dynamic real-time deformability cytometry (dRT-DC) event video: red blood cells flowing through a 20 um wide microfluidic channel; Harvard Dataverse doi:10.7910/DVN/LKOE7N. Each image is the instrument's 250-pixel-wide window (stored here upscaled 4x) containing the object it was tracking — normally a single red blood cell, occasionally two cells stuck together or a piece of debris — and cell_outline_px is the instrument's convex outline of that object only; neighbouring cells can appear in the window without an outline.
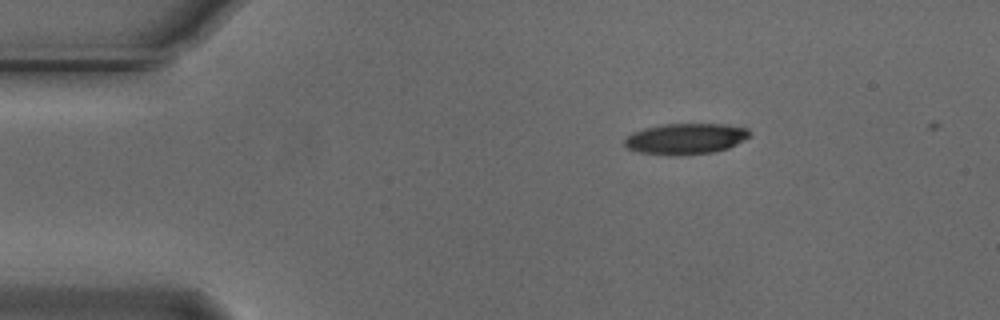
{"species": "Egyptian fruit bat (a non-hibernating species)", "species_latin": "Rousettus aegyptiacus", "temperature_condition": "cold", "stored_images_in_passage": 42, "camera_frame_rate_fps": 3000, "um_per_image_px": 0.085, "animal": {"sex": "male"}, "frame": {"image": 1, "passage_image": 1, "time_ms": 0.0, "image_size_px": [1000, 320], "cell_outline_px": [[752, 136], [728, 148], [712, 152], [676, 156], [636, 152], [624, 148], [624, 140], [632, 132], [644, 128], [664, 124], [728, 124], [748, 128], [752, 132]], "centroid_in_image_um": [58.28, 11.79], "position_along_channel_um": 26.7, "area_um2": 22.89}}
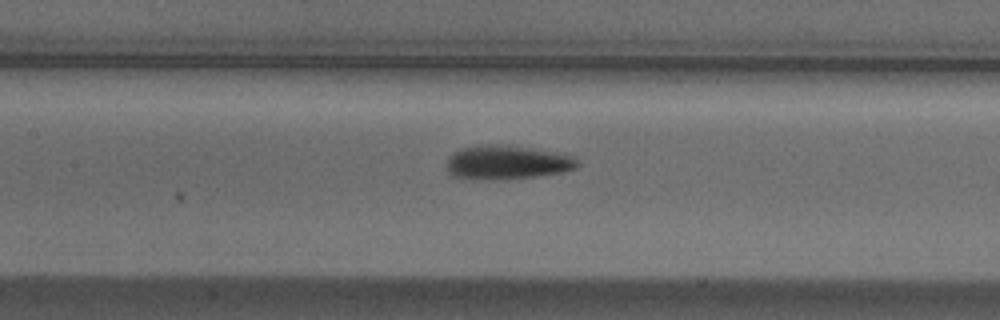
{"frame": {"image": 2, "passage_image": 17, "time_ms": 5.333, "image_size_px": [1000, 320], "cell_outline_px": [[580, 164], [576, 168], [560, 172], [536, 176], [492, 180], [448, 176], [448, 156], [452, 152], [460, 148], [480, 144], [492, 144], [528, 148], [576, 156]], "centroid_in_image_um": [43.06, 13.8], "position_along_channel_um": 164.3, "area_um2": 25.78}}
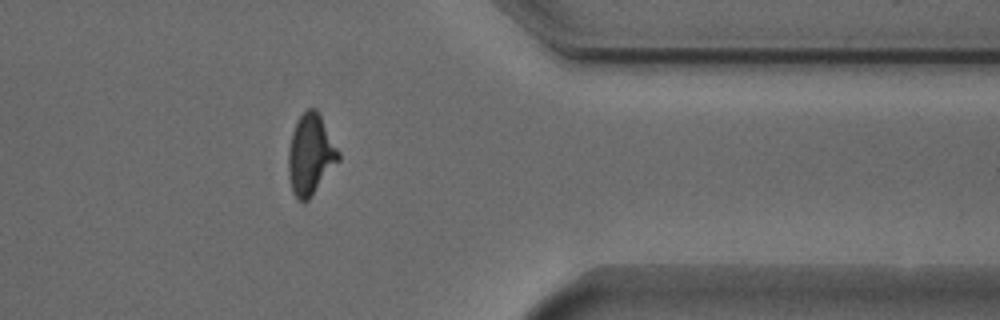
{"frame": {"image": 3, "passage_image": 36, "time_ms": 11.667, "image_size_px": [1000, 320], "cell_outline_px": [[340, 160], [312, 196], [308, 200], [300, 200], [292, 192], [288, 176], [288, 148], [292, 132], [296, 120], [308, 108], [316, 108], [320, 112], [340, 152]], "centroid_in_image_um": [26.41, 13.11], "position_along_channel_um": 385.0, "area_um2": 23.87}, "authors_computed_cell_mechanics": {"area_um2": 23.9292, "velocity_mm_per_s": 3.7418, "shape_relaxation_time_tau1_ms": 3.431, "shape_relaxation_time_tau2_ms": 3.2621, "deformation_change_tau1": 0.1658, "deformation_change_tau2": 0.1116}}